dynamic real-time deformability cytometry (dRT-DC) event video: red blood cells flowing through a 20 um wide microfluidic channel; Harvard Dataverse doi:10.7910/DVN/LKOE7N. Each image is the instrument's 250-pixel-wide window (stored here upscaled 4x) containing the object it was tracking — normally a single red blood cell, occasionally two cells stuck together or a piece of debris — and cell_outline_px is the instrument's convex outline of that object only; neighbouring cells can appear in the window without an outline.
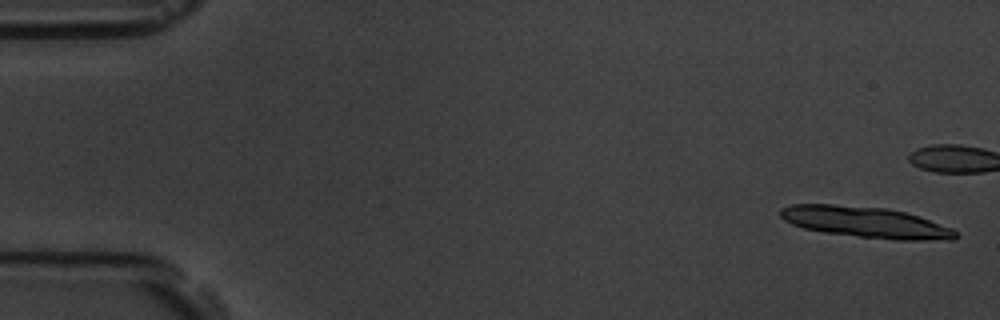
{"species": "common noctule bat (a hibernating species)", "species_latin": "Nyctalus noctula", "temperature_condition": "room temperature", "stored_images_in_passage": 7, "camera_frame_rate_fps": 3000, "um_per_image_px": 0.085, "animal": {"sex": "male", "body_mass_g": 19.5, "forearm_length_mm": 54.6}, "frame": {"image": 1, "passage_image": 1, "time_ms": 0.0, "image_size_px": [1000, 320], "cell_outline_px": [[960, 236], [952, 240], [896, 240], [824, 232], [804, 228], [792, 224], [784, 220], [780, 216], [780, 208], [792, 204], [832, 204], [888, 208], [904, 212], [952, 228]], "centroid_in_image_um": [73.57, 18.88], "position_along_channel_um": 11.4, "area_um2": 31.44}}